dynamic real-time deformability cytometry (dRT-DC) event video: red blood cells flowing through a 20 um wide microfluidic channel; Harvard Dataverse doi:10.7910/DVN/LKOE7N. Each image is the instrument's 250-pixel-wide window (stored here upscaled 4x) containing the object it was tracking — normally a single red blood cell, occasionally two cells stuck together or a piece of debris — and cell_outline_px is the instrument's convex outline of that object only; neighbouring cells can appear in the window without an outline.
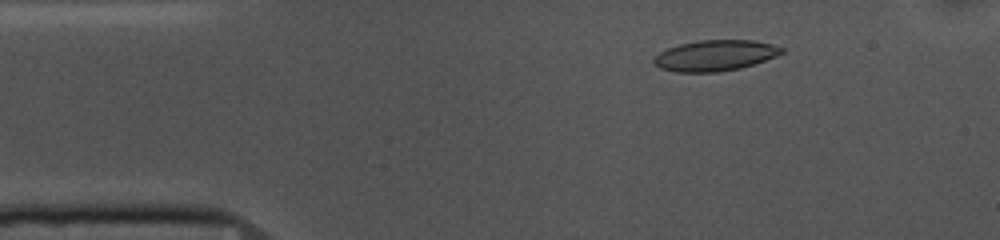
{"species": "common noctule bat (a hibernating species)", "species_latin": "Nyctalus noctula", "temperature_condition": "cold", "stored_images_in_passage": 53, "camera_frame_rate_fps": 3000, "um_per_image_px": 0.085, "animal": {"sex": "female", "body_mass_g": 10.0, "forearm_length_mm": 53.1}, "frame": {"image": 1, "passage_image": 7, "time_ms": 2.0, "image_size_px": [1000, 240], "cell_outline_px": [[784, 52], [776, 56], [740, 68], [716, 72], [676, 72], [660, 68], [652, 64], [652, 60], [660, 52], [668, 48], [680, 44], [700, 40], [752, 40], [772, 44], [784, 48]], "centroid_in_image_um": [60.76, 4.72], "position_along_channel_um": 24.2, "area_um2": 22.83}}
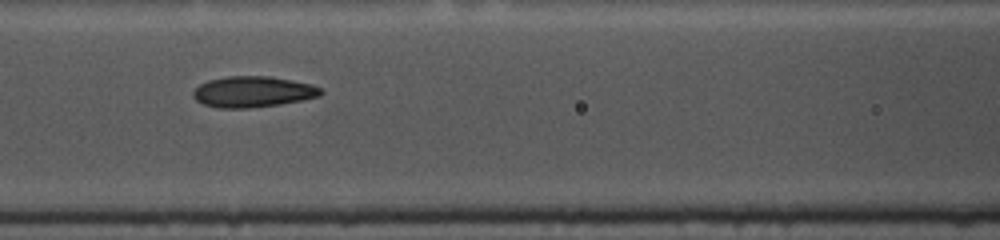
{"frame": {"image": 2, "passage_image": 21, "time_ms": 6.667, "image_size_px": [1000, 240], "cell_outline_px": [[324, 92], [320, 96], [280, 104], [248, 108], [220, 108], [204, 104], [196, 100], [192, 96], [192, 92], [200, 84], [208, 80], [228, 76], [268, 76], [312, 84], [320, 88]], "centroid_in_image_um": [21.48, 7.8], "position_along_channel_um": 145.1, "area_um2": 22.89}}
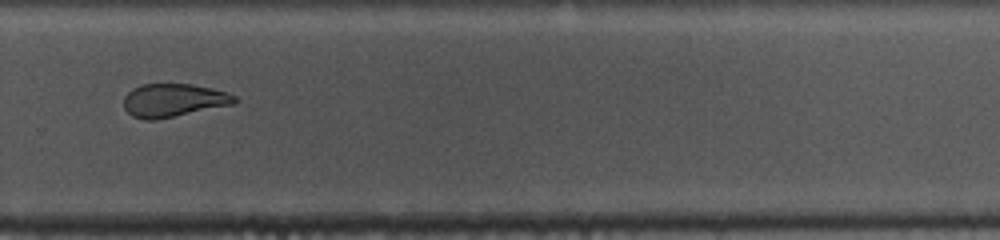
{"frame": {"image": 3, "passage_image": 35, "time_ms": 11.333, "image_size_px": [1000, 240], "cell_outline_px": [[236, 100], [232, 104], [156, 120], [144, 120], [132, 116], [124, 108], [124, 96], [132, 88], [144, 84], [192, 84], [212, 88], [228, 92], [236, 96]], "centroid_in_image_um": [14.71, 8.52], "position_along_channel_um": 315.1, "area_um2": 21.39}, "authors_computed_cell_mechanics": {"area_um2": 22.831, "velocity_mm_per_s": 3.6612, "shape_relaxation_time_tau1_ms": 6.2792, "shape_relaxation_time_tau2_ms": 2.3213, "deformation_change_tau1": 0.1631, "deformation_change_tau2": 0.0799}}